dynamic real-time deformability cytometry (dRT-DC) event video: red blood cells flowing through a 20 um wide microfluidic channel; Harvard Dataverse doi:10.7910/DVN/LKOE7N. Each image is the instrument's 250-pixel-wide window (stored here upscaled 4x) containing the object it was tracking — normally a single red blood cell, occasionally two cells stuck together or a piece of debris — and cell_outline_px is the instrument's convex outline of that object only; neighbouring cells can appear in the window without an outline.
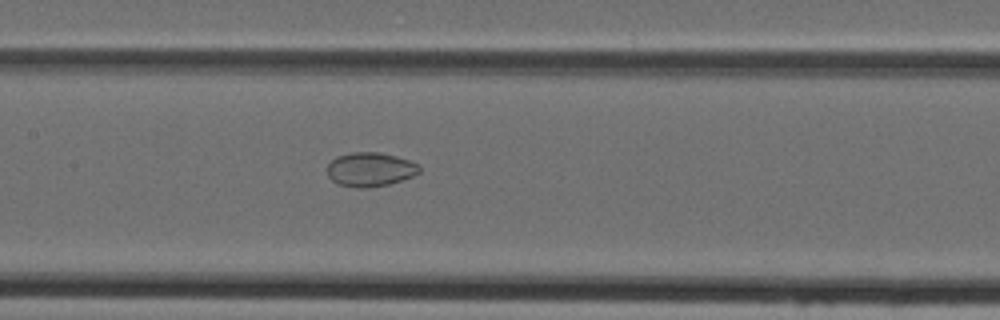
{"species": "Egyptian fruit bat (a non-hibernating species)", "species_latin": "Rousettus aegyptiacus", "temperature_condition": "cold", "stored_images_in_passage": 48, "camera_frame_rate_fps": 3000, "um_per_image_px": 0.085, "animal": {"sex": "female"}, "frame": {"image": 1, "passage_image": 23, "time_ms": 7.333, "image_size_px": [1000, 320], "cell_outline_px": [[420, 172], [412, 176], [388, 184], [368, 188], [356, 188], [340, 184], [332, 180], [328, 176], [328, 164], [336, 156], [352, 152], [380, 152], [396, 156], [420, 164]], "centroid_in_image_um": [31.47, 14.39], "position_along_channel_um": 175.9, "area_um2": 18.26}}
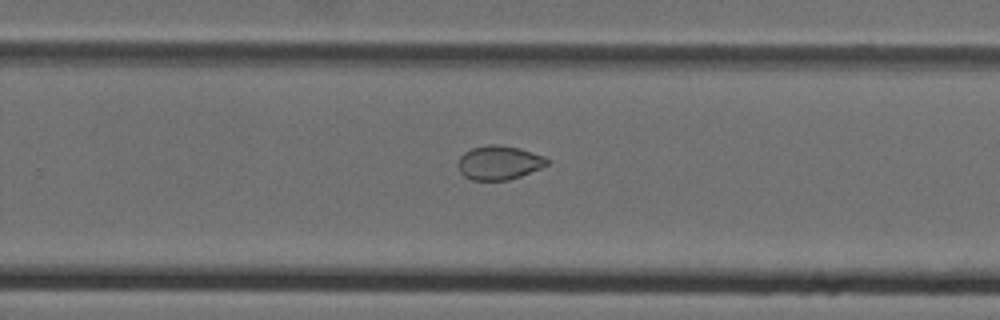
{"frame": {"image": 2, "passage_image": 31, "time_ms": 10.0, "image_size_px": [1000, 320], "cell_outline_px": [[548, 164], [540, 168], [520, 176], [508, 180], [472, 180], [464, 176], [460, 172], [456, 164], [460, 156], [464, 152], [472, 148], [488, 144], [500, 144], [516, 148], [544, 156], [548, 160]], "centroid_in_image_um": [42.36, 13.83], "position_along_channel_um": 287.4, "area_um2": 17.57}}
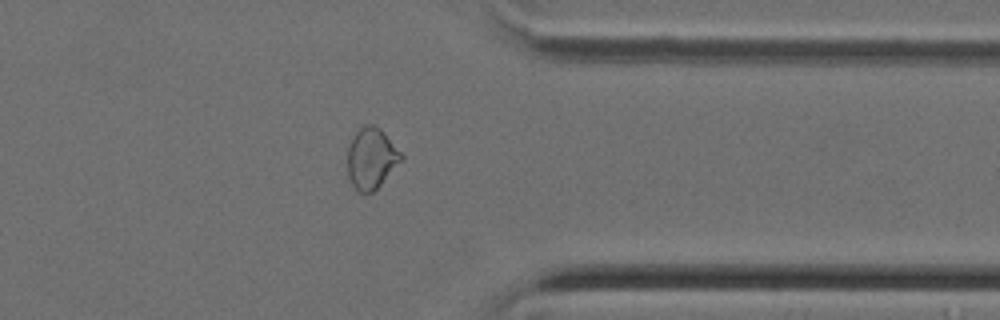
{"frame": {"image": 3, "passage_image": 38, "time_ms": 12.333, "image_size_px": [1000, 320], "cell_outline_px": [[404, 156], [380, 184], [372, 192], [360, 192], [352, 184], [348, 176], [348, 148], [356, 132], [364, 124], [372, 124], [380, 128]], "centroid_in_image_um": [31.55, 13.43], "position_along_channel_um": 379.9, "area_um2": 18.5}}